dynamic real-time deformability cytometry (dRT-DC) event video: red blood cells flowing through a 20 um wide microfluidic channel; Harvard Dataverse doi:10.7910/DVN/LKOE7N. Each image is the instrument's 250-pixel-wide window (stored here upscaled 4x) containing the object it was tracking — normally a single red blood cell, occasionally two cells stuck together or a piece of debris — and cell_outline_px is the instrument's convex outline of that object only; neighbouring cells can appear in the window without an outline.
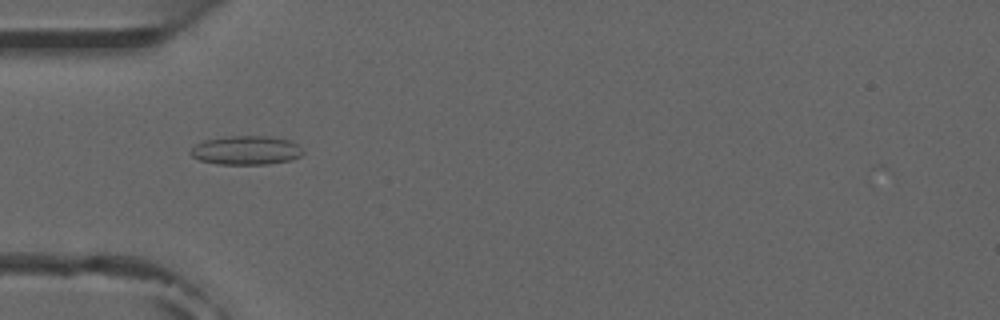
{"species": "common noctule bat (a hibernating species)", "species_latin": "Nyctalus noctula", "temperature_condition": "room temperature", "stored_images_in_passage": 1, "camera_frame_rate_fps": 3000, "um_per_image_px": 0.085, "animal": {"sex": "male", "forearm_length_mm": 52.5}, "frame": {"image": 1, "passage_image": 1, "time_ms": 0.0, "image_size_px": [1000, 320], "cell_outline_px": [[304, 152], [300, 156], [292, 160], [268, 164], [216, 164], [200, 160], [192, 156], [188, 152], [196, 144], [204, 140], [232, 136], [268, 136], [288, 140], [296, 144]], "centroid_in_image_um": [20.91, 12.78], "position_along_channel_um": 64.1, "area_um2": 18.84}}